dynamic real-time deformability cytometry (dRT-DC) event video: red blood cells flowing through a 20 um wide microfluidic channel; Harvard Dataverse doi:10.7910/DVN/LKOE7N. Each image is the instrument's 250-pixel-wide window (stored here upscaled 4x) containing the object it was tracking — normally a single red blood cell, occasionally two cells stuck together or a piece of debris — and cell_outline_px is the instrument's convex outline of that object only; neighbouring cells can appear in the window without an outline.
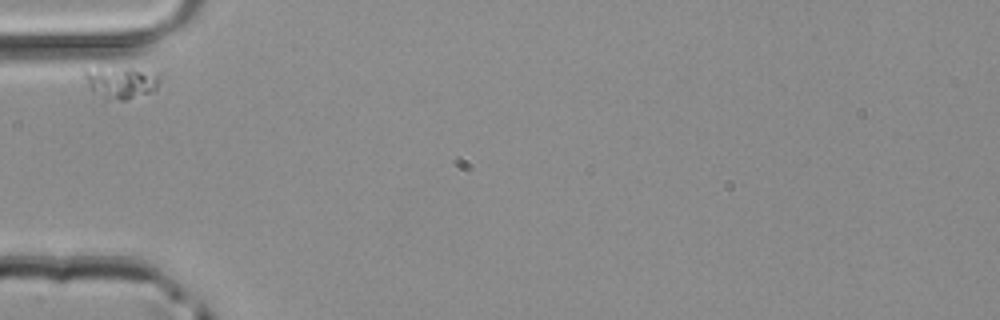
{"species": "common noctule bat (a hibernating species)", "species_latin": "Nyctalus noctula", "temperature_condition": "room temperature", "stored_images_in_passage": 28, "camera_frame_rate_fps": 3000, "um_per_image_px": 0.085, "animal": {"sex": "male", "body_mass_g": 20.4}, "frame": {"image": 1, "passage_image": 1, "time_ms": 0.0, "image_size_px": [1000, 320], "cell_outline_px": [[160, 80], [156, 88], [152, 92], [128, 100], [104, 100], [88, 84], [84, 76], [84, 68], [132, 68], [160, 72]], "centroid_in_image_um": [10.34, 7.0], "position_along_channel_um": 74.7, "area_um2": 14.22}}
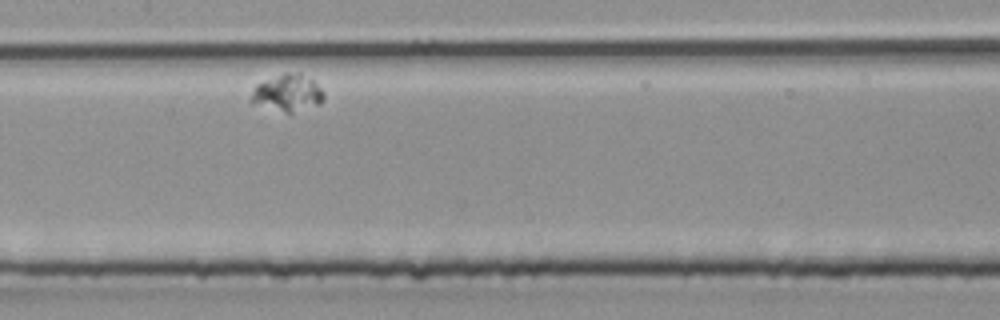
{"frame": {"image": 2, "passage_image": 11, "time_ms": 3.333, "image_size_px": [1000, 320], "cell_outline_px": [[324, 100], [320, 104], [292, 112], [284, 112], [252, 104], [248, 100], [256, 84], [264, 80], [284, 72], [300, 72], [312, 80], [324, 92]], "centroid_in_image_um": [24.41, 7.89], "position_along_channel_um": 183.0, "area_um2": 15.78}}
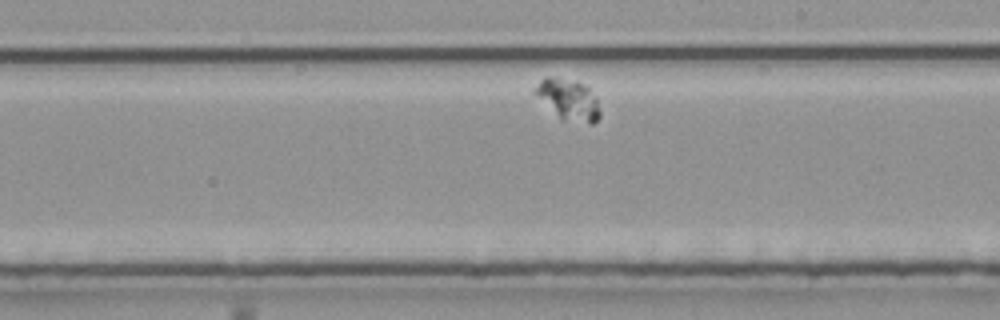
{"frame": {"image": 3, "passage_image": 16, "time_ms": 5.0, "image_size_px": [1000, 320], "cell_outline_px": [[600, 116], [592, 124], [588, 124], [560, 120], [532, 92], [532, 88], [544, 76], [548, 76], [576, 80], [588, 84], [596, 96], [600, 112]], "centroid_in_image_um": [48.3, 8.45], "position_along_channel_um": 240.7, "area_um2": 16.24}}